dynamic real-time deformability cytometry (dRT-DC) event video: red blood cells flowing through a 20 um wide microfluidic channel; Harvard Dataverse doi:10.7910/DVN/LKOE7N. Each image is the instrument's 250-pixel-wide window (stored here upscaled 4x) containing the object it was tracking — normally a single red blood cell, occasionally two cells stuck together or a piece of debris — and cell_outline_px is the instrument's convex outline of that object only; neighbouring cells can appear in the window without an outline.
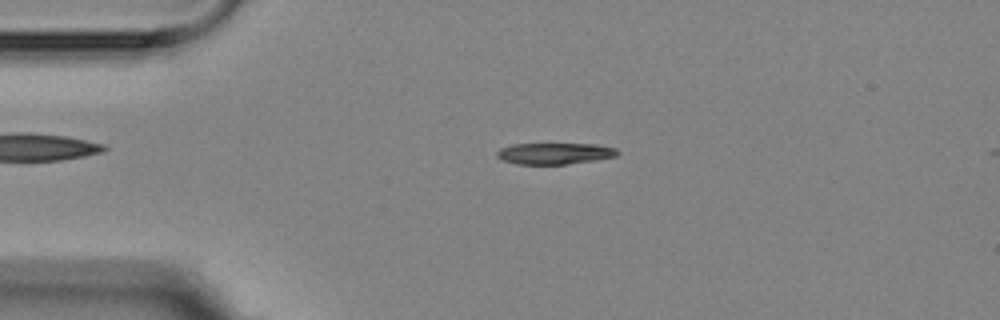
{"species": "Egyptian fruit bat (a non-hibernating species)", "species_latin": "Rousettus aegyptiacus", "temperature_condition": "room temperature", "stored_images_in_passage": 3, "camera_frame_rate_fps": 3000, "um_per_image_px": 0.085, "animal": {"sex": "female"}, "frame": {"image": 1, "passage_image": 2, "time_ms": 1.0, "image_size_px": [1000, 320], "cell_outline_px": [[620, 152], [616, 156], [596, 160], [568, 164], [516, 164], [500, 160], [496, 156], [496, 152], [500, 148], [512, 144], [596, 144], [616, 148]], "centroid_in_image_um": [47.12, 13.05], "position_along_channel_um": 37.9, "area_um2": 15.14}}